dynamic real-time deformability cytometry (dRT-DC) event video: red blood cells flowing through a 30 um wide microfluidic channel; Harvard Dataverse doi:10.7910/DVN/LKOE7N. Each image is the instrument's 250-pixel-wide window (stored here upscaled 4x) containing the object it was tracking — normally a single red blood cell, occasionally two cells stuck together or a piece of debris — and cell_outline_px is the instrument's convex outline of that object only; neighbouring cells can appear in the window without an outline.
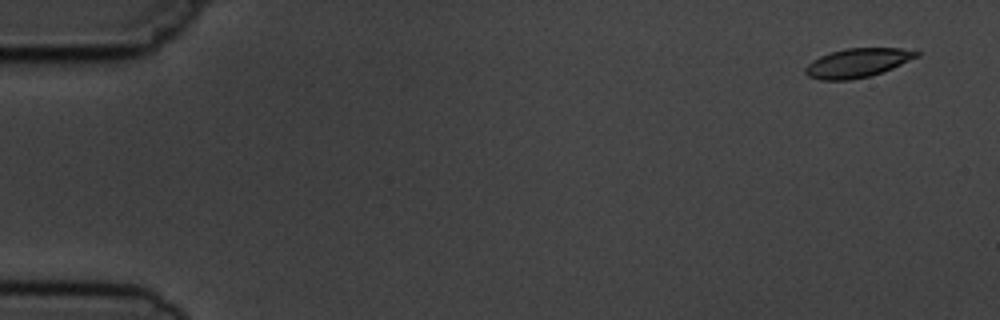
{"species": "common noctule bat (a hibernating species)", "species_latin": "Nyctalus noctula", "temperature_condition": "cold", "stored_images_in_passage": 5, "camera_frame_rate_fps": 3000, "um_per_image_px": 0.085, "animal": {"sex": "male", "body_mass_g": 19.5, "forearm_length_mm": 54.6}, "frame": {"image": 1, "passage_image": 1, "time_ms": 0.0, "image_size_px": [1000, 320], "cell_outline_px": [[920, 56], [892, 68], [872, 76], [848, 80], [820, 80], [808, 76], [804, 72], [804, 68], [812, 60], [820, 56], [832, 52], [848, 48], [916, 48], [920, 52]], "centroid_in_image_um": [72.94, 5.34], "position_along_channel_um": 12.1, "area_um2": 19.02}}
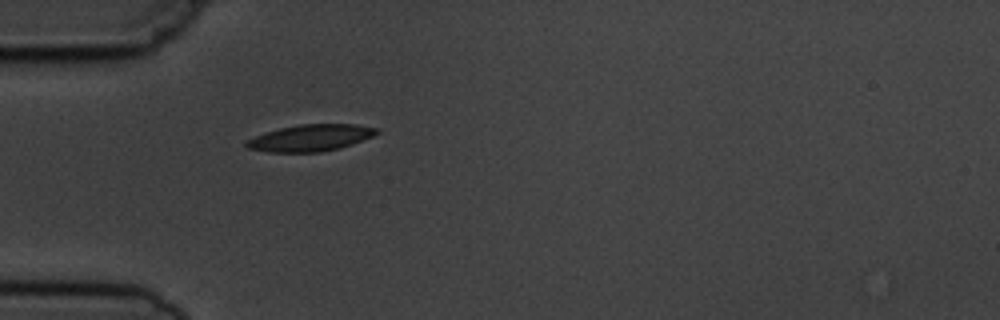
{"frame": {"image": 2, "passage_image": 5, "time_ms": 4.667, "image_size_px": [1000, 320], "cell_outline_px": [[380, 132], [372, 136], [352, 144], [320, 152], [268, 152], [248, 148], [244, 144], [248, 140], [256, 136], [280, 128], [300, 124], [356, 124], [380, 128]], "centroid_in_image_um": [26.43, 11.71], "position_along_channel_um": 58.6, "area_um2": 20.0}}